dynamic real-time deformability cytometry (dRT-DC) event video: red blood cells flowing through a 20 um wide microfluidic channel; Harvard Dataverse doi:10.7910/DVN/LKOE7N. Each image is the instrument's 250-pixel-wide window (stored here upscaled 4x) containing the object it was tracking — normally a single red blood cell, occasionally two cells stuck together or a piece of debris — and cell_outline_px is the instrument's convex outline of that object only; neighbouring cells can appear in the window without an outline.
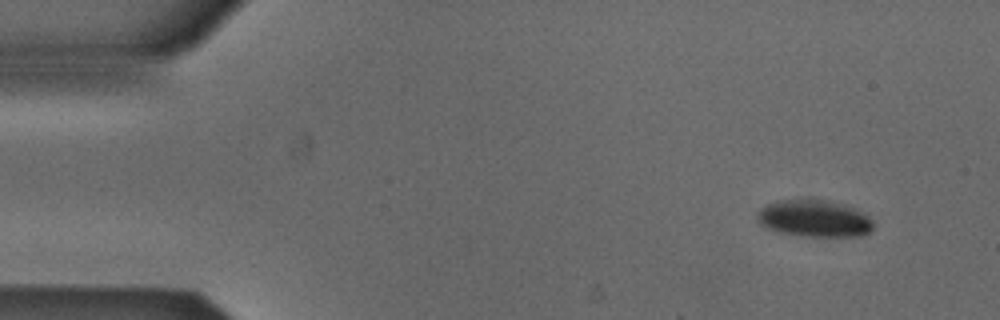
{"species": "Egyptian fruit bat (a non-hibernating species)", "species_latin": "Rousettus aegyptiacus", "temperature_condition": "cold", "stored_images_in_passage": 4, "camera_frame_rate_fps": 3000, "um_per_image_px": 0.085, "animal": {"sex": "male"}, "frame": {"image": 1, "passage_image": 1, "time_ms": 0.0, "image_size_px": [1000, 320], "cell_outline_px": [[872, 228], [868, 232], [860, 236], [804, 236], [780, 232], [764, 228], [756, 220], [756, 216], [760, 208], [776, 200], [828, 200], [844, 204], [856, 208], [864, 212], [872, 220]], "centroid_in_image_um": [69.19, 18.57], "position_along_channel_um": 15.8, "area_um2": 25.09}}